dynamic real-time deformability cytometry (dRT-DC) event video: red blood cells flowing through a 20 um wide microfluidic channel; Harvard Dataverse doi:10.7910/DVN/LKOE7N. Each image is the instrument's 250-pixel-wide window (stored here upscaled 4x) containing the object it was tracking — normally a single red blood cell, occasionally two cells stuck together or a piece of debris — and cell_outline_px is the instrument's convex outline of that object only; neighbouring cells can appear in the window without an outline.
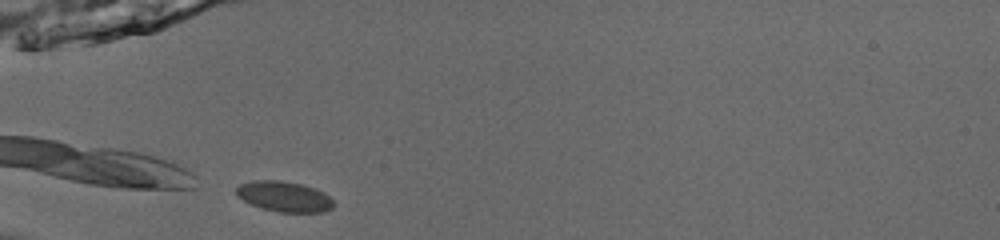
{"species": "common noctule bat (a hibernating species)", "species_latin": "Nyctalus noctula", "temperature_condition": "room temperature", "stored_images_in_passage": 35, "camera_frame_rate_fps": 3000, "um_per_image_px": 0.085, "animal": {"sex": "male", "body_mass_g": 13.0, "forearm_length_mm": 53.1}, "frame": {"image": 1, "passage_image": 1, "time_ms": 0.0, "image_size_px": [1000, 240], "cell_outline_px": [[336, 204], [332, 208], [324, 212], [280, 212], [264, 208], [252, 204], [236, 196], [236, 188], [240, 184], [252, 180], [280, 180], [300, 184], [324, 192]], "centroid_in_image_um": [24.16, 16.7], "position_along_channel_um": 60.8, "area_um2": 17.11}}
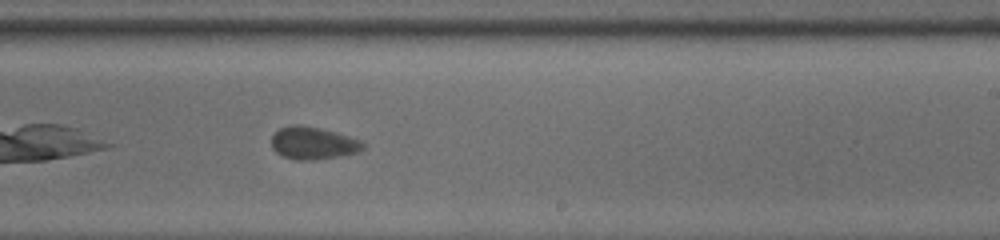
{"frame": {"image": 2, "passage_image": 17, "time_ms": 5.333, "image_size_px": [1000, 240], "cell_outline_px": [[364, 148], [360, 152], [340, 156], [312, 160], [296, 160], [284, 156], [276, 152], [272, 148], [272, 136], [280, 128], [292, 124], [300, 124], [320, 128], [336, 132], [360, 140], [364, 144]], "centroid_in_image_um": [26.62, 12.16], "position_along_channel_um": 262.4, "area_um2": 17.34}}
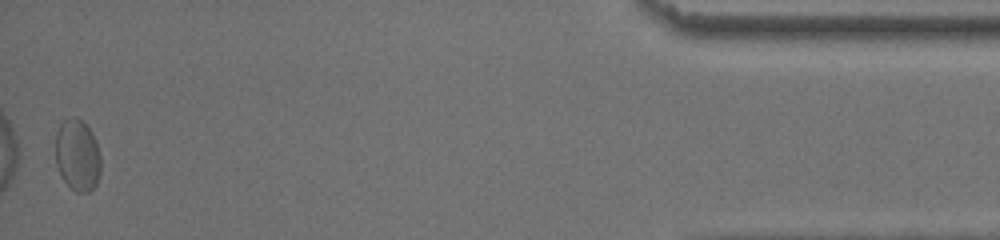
{"frame": {"image": 3, "passage_image": 35, "time_ms": 11.333, "image_size_px": [1000, 240], "cell_outline_px": [[100, 176], [96, 184], [88, 192], [76, 192], [60, 176], [56, 164], [56, 132], [60, 124], [64, 120], [80, 120], [92, 132], [96, 140], [100, 156]], "centroid_in_image_um": [6.59, 13.23], "position_along_channel_um": 428.6, "area_um2": 18.67}, "authors_computed_cell_mechanics": {"area_um2": 17.629, "velocity_mm_per_s": 3.9215, "shape_relaxation_time_tau1_ms": 2.7506, "shape_relaxation_time_tau2_ms": 0.8563, "deformation_change_tau1": 0.061, "deformation_change_tau2": 0.035}}